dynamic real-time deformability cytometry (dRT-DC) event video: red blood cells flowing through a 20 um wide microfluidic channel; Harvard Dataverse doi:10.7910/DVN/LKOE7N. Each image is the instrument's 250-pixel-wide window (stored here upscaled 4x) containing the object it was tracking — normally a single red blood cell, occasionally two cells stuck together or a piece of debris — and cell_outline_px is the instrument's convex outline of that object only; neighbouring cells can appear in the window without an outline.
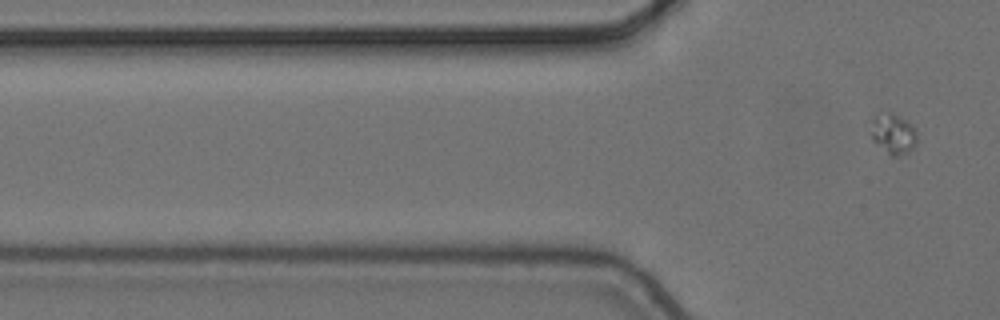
{"species": "common noctule bat (a hibernating species)", "species_latin": "Nyctalus noctula", "temperature_condition": "cold", "stored_images_in_passage": 7, "segment_of_instrument_passage": [2, 2], "camera_frame_rate_fps": 3000, "um_per_image_px": 0.085, "animal": {"sex": "female", "body_mass_g": 24.6, "forearm_length_mm": 56.2}, "frame": {"image": 1, "passage_image": 7, "time_ms": 2.0, "image_size_px": [1000, 320], "cell_outline_px": [[916, 144], [908, 152], [896, 156], [892, 156], [872, 140], [872, 116], [888, 112], [904, 120], [916, 132]], "centroid_in_image_um": [75.9, 11.39], "position_along_channel_um": 49.9, "area_um2": 10.29}}